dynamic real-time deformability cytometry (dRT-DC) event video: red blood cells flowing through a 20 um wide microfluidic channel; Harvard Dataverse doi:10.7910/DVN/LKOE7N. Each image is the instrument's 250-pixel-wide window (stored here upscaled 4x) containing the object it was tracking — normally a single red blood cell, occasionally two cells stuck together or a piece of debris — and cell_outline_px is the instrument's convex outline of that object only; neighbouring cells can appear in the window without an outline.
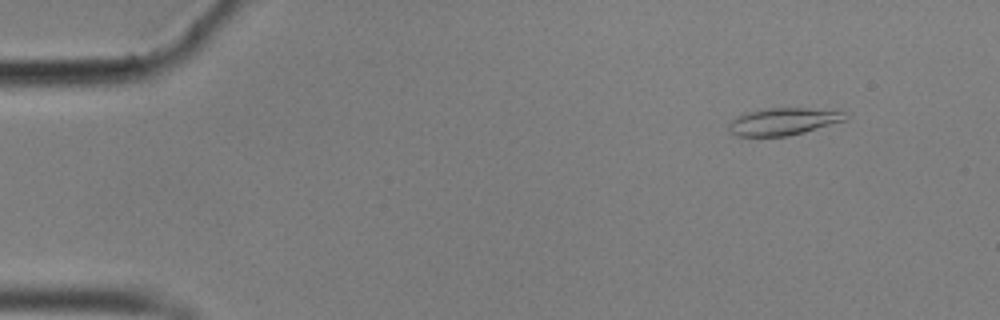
{"species": "common noctule bat (a hibernating species)", "species_latin": "Nyctalus noctula", "temperature_condition": "cold", "stored_images_in_passage": 57, "camera_frame_rate_fps": 3000, "um_per_image_px": 0.085, "animal": {"sex": "male", "body_mass_g": 17.9}, "frame": {"image": 1, "passage_image": 6, "time_ms": 1.667, "image_size_px": [1000, 320], "cell_outline_px": [[848, 116], [844, 120], [804, 132], [788, 136], [736, 136], [728, 132], [728, 124], [736, 116], [744, 112], [764, 108], [808, 108], [844, 112]], "centroid_in_image_um": [66.48, 10.32], "position_along_channel_um": 18.5, "area_um2": 18.5}}
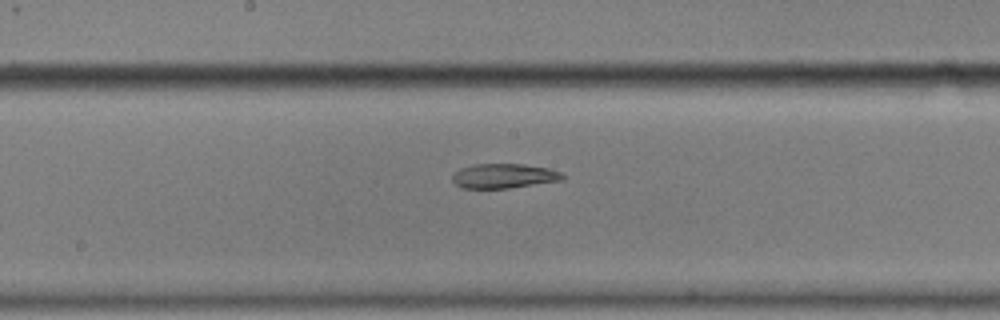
{"frame": {"image": 2, "passage_image": 30, "time_ms": 9.667, "image_size_px": [1000, 320], "cell_outline_px": [[564, 180], [508, 188], [460, 188], [452, 180], [452, 176], [460, 168], [472, 164], [524, 164], [548, 168], [560, 172], [564, 176]], "centroid_in_image_um": [42.82, 14.95], "position_along_channel_um": 205.4, "area_um2": 15.78}}
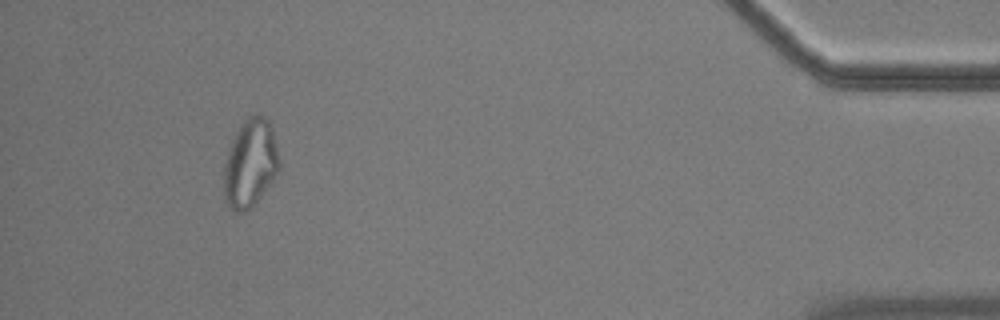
{"frame": {"image": 3, "passage_image": 53, "time_ms": 17.333, "image_size_px": [1000, 320], "cell_outline_px": [[280, 168], [272, 180], [260, 196], [244, 212], [236, 212], [228, 208], [224, 200], [224, 164], [232, 140], [240, 124], [252, 112], [260, 112], [268, 120], [272, 128], [280, 160]], "centroid_in_image_um": [21.26, 13.83], "position_along_channel_um": 413.9, "area_um2": 28.5}, "authors_computed_cell_mechanics": {"area_um2": 18.3804, "velocity_mm_per_s": 3.5135, "shape_relaxation_time_tau1_ms": null, "shape_relaxation_time_tau2_ms": 2.8537, "deformation_change_tau1": null, "deformation_change_tau2": 0.1185}}